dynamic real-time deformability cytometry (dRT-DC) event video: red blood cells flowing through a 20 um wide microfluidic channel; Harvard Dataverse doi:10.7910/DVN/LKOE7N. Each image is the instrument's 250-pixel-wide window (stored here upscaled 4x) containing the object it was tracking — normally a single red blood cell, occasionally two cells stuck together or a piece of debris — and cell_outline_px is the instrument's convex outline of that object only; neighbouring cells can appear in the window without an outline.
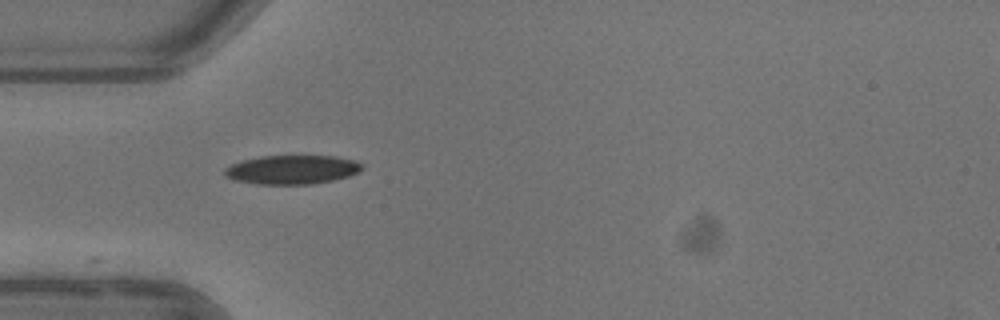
{"species": "common noctule bat (a hibernating species)", "species_latin": "Nyctalus noctula", "temperature_condition": "warm", "stored_images_in_passage": 8, "camera_frame_rate_fps": 3000, "um_per_image_px": 0.085, "animal": {"sex": "female"}, "frame": {"image": 1, "passage_image": 1, "time_ms": 0.0, "image_size_px": [1000, 320], "cell_outline_px": [[364, 168], [348, 176], [332, 180], [312, 184], [260, 184], [232, 180], [224, 176], [224, 168], [232, 164], [244, 160], [260, 156], [336, 156], [352, 160], [364, 164]], "centroid_in_image_um": [24.8, 14.42], "position_along_channel_um": 60.2, "area_um2": 23.12}}
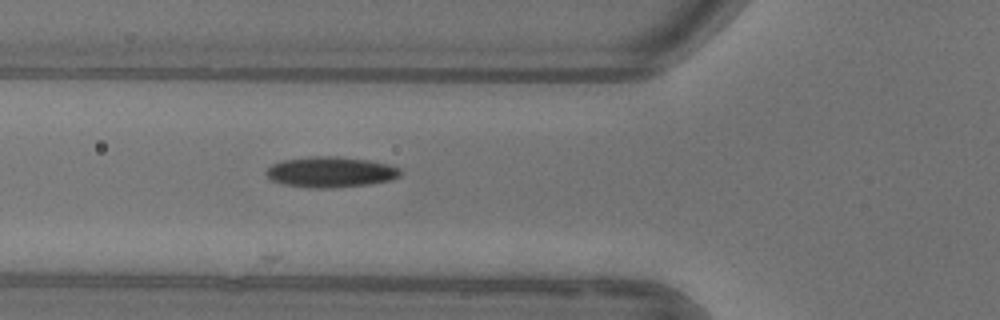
{"frame": {"image": 2, "passage_image": 4, "time_ms": 1.0, "image_size_px": [1000, 320], "cell_outline_px": [[400, 176], [392, 180], [368, 184], [332, 188], [312, 188], [284, 184], [272, 180], [264, 172], [272, 164], [280, 160], [308, 156], [340, 156], [368, 160], [388, 164], [400, 168]], "centroid_in_image_um": [28.09, 14.61], "position_along_channel_um": 97.7, "area_um2": 24.1}}